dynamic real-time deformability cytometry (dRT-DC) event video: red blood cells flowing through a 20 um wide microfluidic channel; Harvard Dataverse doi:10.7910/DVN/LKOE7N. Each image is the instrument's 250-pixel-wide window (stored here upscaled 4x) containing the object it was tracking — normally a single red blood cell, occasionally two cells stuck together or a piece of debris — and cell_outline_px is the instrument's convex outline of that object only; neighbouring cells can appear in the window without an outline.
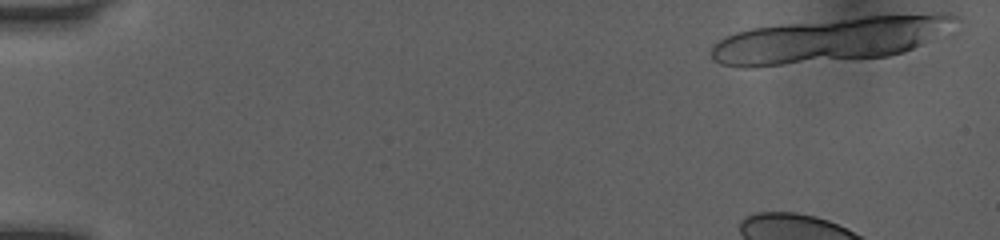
{"species": "human", "species_latin": "Homo sapiens", "temperature_condition": "room temperature", "stored_images_in_passage": 18, "camera_frame_rate_fps": 3000, "um_per_image_px": 0.085, "donor": {"sex": "female"}, "frame": {"image": 1, "passage_image": 1, "time_ms": 0.0, "image_size_px": [1000, 240], "cell_outline_px": [[960, 20], [928, 40], [904, 52], [888, 56], [752, 68], [740, 68], [720, 64], [712, 60], [712, 48], [724, 36], [736, 32], [752, 28], [780, 24], [864, 16], [936, 12], [952, 12], [960, 16]], "centroid_in_image_um": [70.53, 3.37], "position_along_channel_um": 14.5, "area_um2": 64.16}}